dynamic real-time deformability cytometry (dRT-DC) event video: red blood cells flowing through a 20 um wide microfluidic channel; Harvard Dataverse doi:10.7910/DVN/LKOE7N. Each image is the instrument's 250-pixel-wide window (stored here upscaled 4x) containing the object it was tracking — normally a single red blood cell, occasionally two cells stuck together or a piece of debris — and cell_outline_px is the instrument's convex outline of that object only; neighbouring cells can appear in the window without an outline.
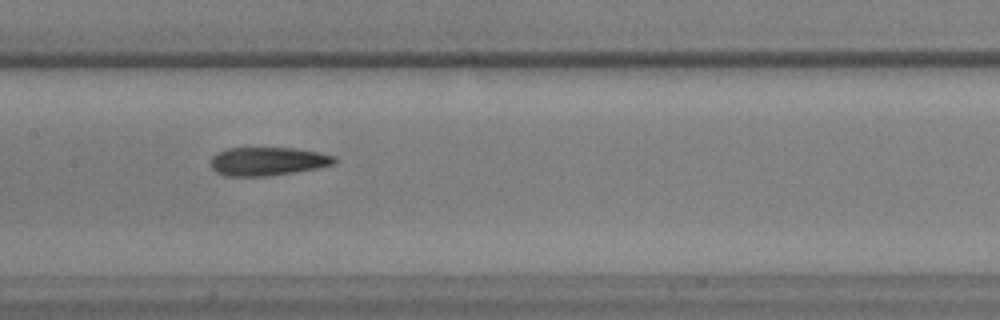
{"species": "common noctule bat (a hibernating species)", "species_latin": "Nyctalus noctula", "temperature_condition": "warm", "stored_images_in_passage": 36, "camera_frame_rate_fps": 3000, "um_per_image_px": 0.085, "animal": {"sex": "male", "body_mass_g": 17.9, "forearm_length_mm": 54.2}, "frame": {"image": 1, "passage_image": 14, "time_ms": 4.333, "image_size_px": [1000, 320], "cell_outline_px": [[336, 164], [316, 168], [268, 176], [224, 176], [216, 172], [208, 164], [212, 156], [216, 152], [228, 148], [292, 148], [320, 152], [336, 156]], "centroid_in_image_um": [22.72, 13.71], "position_along_channel_um": 184.7, "area_um2": 20.69}}
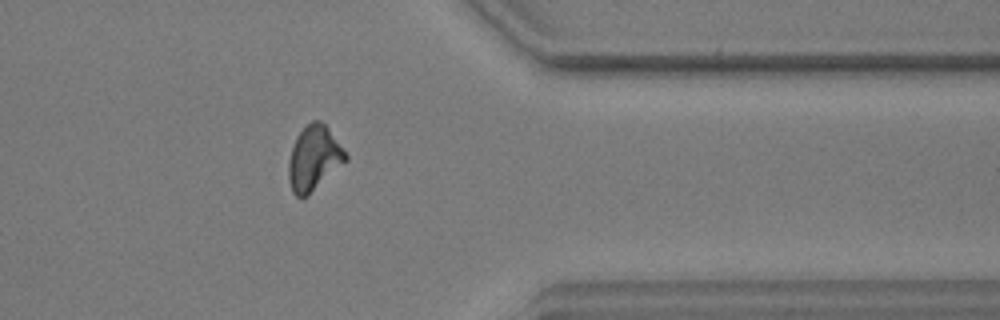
{"frame": {"image": 2, "passage_image": 29, "time_ms": 9.333, "image_size_px": [1000, 320], "cell_outline_px": [[348, 160], [308, 196], [300, 200], [292, 192], [288, 180], [288, 164], [292, 148], [296, 136], [312, 120], [320, 120], [328, 128], [348, 156]], "centroid_in_image_um": [26.67, 13.5], "position_along_channel_um": 384.7, "area_um2": 21.56}}
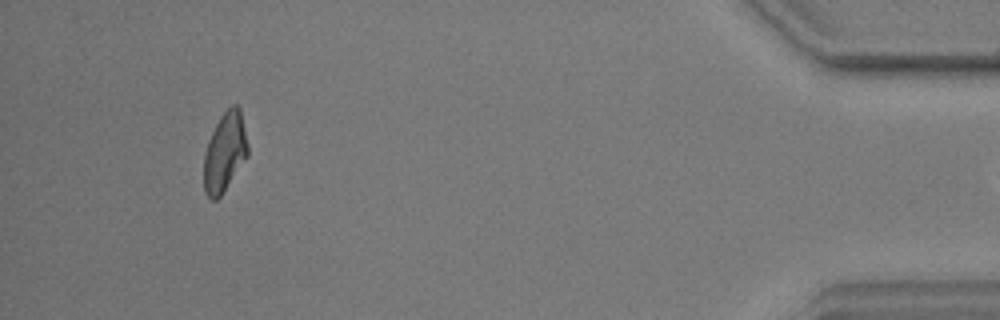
{"frame": {"image": 3, "passage_image": 35, "time_ms": 11.333, "image_size_px": [1000, 320], "cell_outline_px": [[248, 156], [220, 196], [216, 200], [212, 200], [204, 192], [204, 152], [208, 140], [220, 116], [232, 104], [236, 104], [240, 108], [248, 144]], "centroid_in_image_um": [19.1, 12.92], "position_along_channel_um": 416.1, "area_um2": 20.23}}